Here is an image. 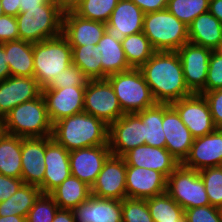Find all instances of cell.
<instances>
[{"mask_svg": "<svg viewBox=\"0 0 222 222\" xmlns=\"http://www.w3.org/2000/svg\"><path fill=\"white\" fill-rule=\"evenodd\" d=\"M176 222H186L185 214L180 219H178Z\"/></svg>", "mask_w": 222, "mask_h": 222, "instance_id": "680465c9", "label": "cell"}, {"mask_svg": "<svg viewBox=\"0 0 222 222\" xmlns=\"http://www.w3.org/2000/svg\"><path fill=\"white\" fill-rule=\"evenodd\" d=\"M52 222H75L74 213L72 210L59 208Z\"/></svg>", "mask_w": 222, "mask_h": 222, "instance_id": "f907efd6", "label": "cell"}, {"mask_svg": "<svg viewBox=\"0 0 222 222\" xmlns=\"http://www.w3.org/2000/svg\"><path fill=\"white\" fill-rule=\"evenodd\" d=\"M22 137L0 130V174L21 178Z\"/></svg>", "mask_w": 222, "mask_h": 222, "instance_id": "f1b7e54d", "label": "cell"}, {"mask_svg": "<svg viewBox=\"0 0 222 222\" xmlns=\"http://www.w3.org/2000/svg\"><path fill=\"white\" fill-rule=\"evenodd\" d=\"M218 89H222V55L213 50L209 59V70L205 87L200 92H209Z\"/></svg>", "mask_w": 222, "mask_h": 222, "instance_id": "b9f144b4", "label": "cell"}, {"mask_svg": "<svg viewBox=\"0 0 222 222\" xmlns=\"http://www.w3.org/2000/svg\"><path fill=\"white\" fill-rule=\"evenodd\" d=\"M119 0H81L74 13L81 18L107 23Z\"/></svg>", "mask_w": 222, "mask_h": 222, "instance_id": "8d00e7d4", "label": "cell"}, {"mask_svg": "<svg viewBox=\"0 0 222 222\" xmlns=\"http://www.w3.org/2000/svg\"><path fill=\"white\" fill-rule=\"evenodd\" d=\"M218 209V213H219V217H220V222H222V205L217 207Z\"/></svg>", "mask_w": 222, "mask_h": 222, "instance_id": "6f0895ef", "label": "cell"}, {"mask_svg": "<svg viewBox=\"0 0 222 222\" xmlns=\"http://www.w3.org/2000/svg\"><path fill=\"white\" fill-rule=\"evenodd\" d=\"M42 191L38 186L23 183L10 198L0 202V216L27 217Z\"/></svg>", "mask_w": 222, "mask_h": 222, "instance_id": "4dcf8cb0", "label": "cell"}, {"mask_svg": "<svg viewBox=\"0 0 222 222\" xmlns=\"http://www.w3.org/2000/svg\"><path fill=\"white\" fill-rule=\"evenodd\" d=\"M64 13L74 11L81 0H52Z\"/></svg>", "mask_w": 222, "mask_h": 222, "instance_id": "816d5d0a", "label": "cell"}, {"mask_svg": "<svg viewBox=\"0 0 222 222\" xmlns=\"http://www.w3.org/2000/svg\"><path fill=\"white\" fill-rule=\"evenodd\" d=\"M107 30L105 23L81 18L73 11L63 14L62 35L70 46L97 45Z\"/></svg>", "mask_w": 222, "mask_h": 222, "instance_id": "44dd1931", "label": "cell"}, {"mask_svg": "<svg viewBox=\"0 0 222 222\" xmlns=\"http://www.w3.org/2000/svg\"><path fill=\"white\" fill-rule=\"evenodd\" d=\"M42 94V87L34 76H10L0 81V121L14 107Z\"/></svg>", "mask_w": 222, "mask_h": 222, "instance_id": "e0dca14e", "label": "cell"}, {"mask_svg": "<svg viewBox=\"0 0 222 222\" xmlns=\"http://www.w3.org/2000/svg\"><path fill=\"white\" fill-rule=\"evenodd\" d=\"M189 42L215 50L222 42V23L209 11L188 26Z\"/></svg>", "mask_w": 222, "mask_h": 222, "instance_id": "4316f807", "label": "cell"}, {"mask_svg": "<svg viewBox=\"0 0 222 222\" xmlns=\"http://www.w3.org/2000/svg\"><path fill=\"white\" fill-rule=\"evenodd\" d=\"M101 53L102 79L108 76L132 69L125 57L121 38L106 31L97 44Z\"/></svg>", "mask_w": 222, "mask_h": 222, "instance_id": "484cf974", "label": "cell"}, {"mask_svg": "<svg viewBox=\"0 0 222 222\" xmlns=\"http://www.w3.org/2000/svg\"><path fill=\"white\" fill-rule=\"evenodd\" d=\"M126 166L152 169L168 177L180 162L166 149L140 145L126 152L123 156Z\"/></svg>", "mask_w": 222, "mask_h": 222, "instance_id": "7402d4cb", "label": "cell"}, {"mask_svg": "<svg viewBox=\"0 0 222 222\" xmlns=\"http://www.w3.org/2000/svg\"><path fill=\"white\" fill-rule=\"evenodd\" d=\"M122 222H154L147 206V199H123Z\"/></svg>", "mask_w": 222, "mask_h": 222, "instance_id": "ab89813d", "label": "cell"}, {"mask_svg": "<svg viewBox=\"0 0 222 222\" xmlns=\"http://www.w3.org/2000/svg\"><path fill=\"white\" fill-rule=\"evenodd\" d=\"M144 14L131 0H119L106 23L107 29L119 38L142 32Z\"/></svg>", "mask_w": 222, "mask_h": 222, "instance_id": "d4e9b609", "label": "cell"}, {"mask_svg": "<svg viewBox=\"0 0 222 222\" xmlns=\"http://www.w3.org/2000/svg\"><path fill=\"white\" fill-rule=\"evenodd\" d=\"M45 137H22L21 179L23 183L40 187L45 174Z\"/></svg>", "mask_w": 222, "mask_h": 222, "instance_id": "603a6c76", "label": "cell"}, {"mask_svg": "<svg viewBox=\"0 0 222 222\" xmlns=\"http://www.w3.org/2000/svg\"><path fill=\"white\" fill-rule=\"evenodd\" d=\"M121 44L129 66L134 69H140L155 52L143 31L122 37Z\"/></svg>", "mask_w": 222, "mask_h": 222, "instance_id": "d6a6232c", "label": "cell"}, {"mask_svg": "<svg viewBox=\"0 0 222 222\" xmlns=\"http://www.w3.org/2000/svg\"><path fill=\"white\" fill-rule=\"evenodd\" d=\"M63 14L52 0L21 8L16 16L19 39L34 44L62 35Z\"/></svg>", "mask_w": 222, "mask_h": 222, "instance_id": "277c9868", "label": "cell"}, {"mask_svg": "<svg viewBox=\"0 0 222 222\" xmlns=\"http://www.w3.org/2000/svg\"><path fill=\"white\" fill-rule=\"evenodd\" d=\"M194 138L213 132L214 125L208 102L203 95L193 93L170 104Z\"/></svg>", "mask_w": 222, "mask_h": 222, "instance_id": "30bf717a", "label": "cell"}, {"mask_svg": "<svg viewBox=\"0 0 222 222\" xmlns=\"http://www.w3.org/2000/svg\"><path fill=\"white\" fill-rule=\"evenodd\" d=\"M199 175L204 183L211 206L222 205V167L201 169Z\"/></svg>", "mask_w": 222, "mask_h": 222, "instance_id": "74e56055", "label": "cell"}, {"mask_svg": "<svg viewBox=\"0 0 222 222\" xmlns=\"http://www.w3.org/2000/svg\"><path fill=\"white\" fill-rule=\"evenodd\" d=\"M0 222H26V217L18 215L0 216Z\"/></svg>", "mask_w": 222, "mask_h": 222, "instance_id": "db71d44e", "label": "cell"}, {"mask_svg": "<svg viewBox=\"0 0 222 222\" xmlns=\"http://www.w3.org/2000/svg\"><path fill=\"white\" fill-rule=\"evenodd\" d=\"M72 64L76 65L89 79H102L101 53L97 45L71 46Z\"/></svg>", "mask_w": 222, "mask_h": 222, "instance_id": "836d02e7", "label": "cell"}, {"mask_svg": "<svg viewBox=\"0 0 222 222\" xmlns=\"http://www.w3.org/2000/svg\"><path fill=\"white\" fill-rule=\"evenodd\" d=\"M52 125L41 94L9 111L0 121V130L23 138L49 137Z\"/></svg>", "mask_w": 222, "mask_h": 222, "instance_id": "3957f363", "label": "cell"}, {"mask_svg": "<svg viewBox=\"0 0 222 222\" xmlns=\"http://www.w3.org/2000/svg\"><path fill=\"white\" fill-rule=\"evenodd\" d=\"M90 79L81 71L79 67L71 64L64 69L62 73L56 77L46 88L42 89H54L65 88L73 86L86 87Z\"/></svg>", "mask_w": 222, "mask_h": 222, "instance_id": "60d3db41", "label": "cell"}, {"mask_svg": "<svg viewBox=\"0 0 222 222\" xmlns=\"http://www.w3.org/2000/svg\"><path fill=\"white\" fill-rule=\"evenodd\" d=\"M109 126L86 112L64 117L52 125L51 137L66 150L109 145Z\"/></svg>", "mask_w": 222, "mask_h": 222, "instance_id": "7a4b0ae2", "label": "cell"}, {"mask_svg": "<svg viewBox=\"0 0 222 222\" xmlns=\"http://www.w3.org/2000/svg\"><path fill=\"white\" fill-rule=\"evenodd\" d=\"M75 222H122V201L91 195L73 210Z\"/></svg>", "mask_w": 222, "mask_h": 222, "instance_id": "cb8c5ba5", "label": "cell"}, {"mask_svg": "<svg viewBox=\"0 0 222 222\" xmlns=\"http://www.w3.org/2000/svg\"><path fill=\"white\" fill-rule=\"evenodd\" d=\"M209 12L222 23V0H210Z\"/></svg>", "mask_w": 222, "mask_h": 222, "instance_id": "f5cc1de1", "label": "cell"}, {"mask_svg": "<svg viewBox=\"0 0 222 222\" xmlns=\"http://www.w3.org/2000/svg\"><path fill=\"white\" fill-rule=\"evenodd\" d=\"M215 51L218 53V54H220V55H222V42L219 44V46L215 49Z\"/></svg>", "mask_w": 222, "mask_h": 222, "instance_id": "9f6ffc18", "label": "cell"}, {"mask_svg": "<svg viewBox=\"0 0 222 222\" xmlns=\"http://www.w3.org/2000/svg\"><path fill=\"white\" fill-rule=\"evenodd\" d=\"M84 112L97 117L108 126L124 115L107 79H90L85 87Z\"/></svg>", "mask_w": 222, "mask_h": 222, "instance_id": "9c48e42d", "label": "cell"}, {"mask_svg": "<svg viewBox=\"0 0 222 222\" xmlns=\"http://www.w3.org/2000/svg\"><path fill=\"white\" fill-rule=\"evenodd\" d=\"M33 54L34 78L42 88L72 64V48L63 35L34 43Z\"/></svg>", "mask_w": 222, "mask_h": 222, "instance_id": "5b68a950", "label": "cell"}, {"mask_svg": "<svg viewBox=\"0 0 222 222\" xmlns=\"http://www.w3.org/2000/svg\"><path fill=\"white\" fill-rule=\"evenodd\" d=\"M126 169L123 157L111 154L92 185L91 194L98 198L120 201L125 199L127 197Z\"/></svg>", "mask_w": 222, "mask_h": 222, "instance_id": "8fae6325", "label": "cell"}, {"mask_svg": "<svg viewBox=\"0 0 222 222\" xmlns=\"http://www.w3.org/2000/svg\"><path fill=\"white\" fill-rule=\"evenodd\" d=\"M143 122L145 144L165 148L166 138L163 131V104L156 105L136 113Z\"/></svg>", "mask_w": 222, "mask_h": 222, "instance_id": "1f68e13d", "label": "cell"}, {"mask_svg": "<svg viewBox=\"0 0 222 222\" xmlns=\"http://www.w3.org/2000/svg\"><path fill=\"white\" fill-rule=\"evenodd\" d=\"M41 3L50 2L51 0H39Z\"/></svg>", "mask_w": 222, "mask_h": 222, "instance_id": "94428289", "label": "cell"}, {"mask_svg": "<svg viewBox=\"0 0 222 222\" xmlns=\"http://www.w3.org/2000/svg\"><path fill=\"white\" fill-rule=\"evenodd\" d=\"M59 209L50 194H41L26 217V222H52Z\"/></svg>", "mask_w": 222, "mask_h": 222, "instance_id": "f35d334b", "label": "cell"}, {"mask_svg": "<svg viewBox=\"0 0 222 222\" xmlns=\"http://www.w3.org/2000/svg\"><path fill=\"white\" fill-rule=\"evenodd\" d=\"M3 15H4V11H3L1 0H0V17Z\"/></svg>", "mask_w": 222, "mask_h": 222, "instance_id": "91938a15", "label": "cell"}, {"mask_svg": "<svg viewBox=\"0 0 222 222\" xmlns=\"http://www.w3.org/2000/svg\"><path fill=\"white\" fill-rule=\"evenodd\" d=\"M50 195L59 208L73 210L92 194L91 187L87 183L70 175L63 183L56 187Z\"/></svg>", "mask_w": 222, "mask_h": 222, "instance_id": "f546056e", "label": "cell"}, {"mask_svg": "<svg viewBox=\"0 0 222 222\" xmlns=\"http://www.w3.org/2000/svg\"><path fill=\"white\" fill-rule=\"evenodd\" d=\"M208 102L210 113L216 129H222V89L199 92Z\"/></svg>", "mask_w": 222, "mask_h": 222, "instance_id": "ee69618b", "label": "cell"}, {"mask_svg": "<svg viewBox=\"0 0 222 222\" xmlns=\"http://www.w3.org/2000/svg\"><path fill=\"white\" fill-rule=\"evenodd\" d=\"M109 145L75 149L69 153L71 175L87 183H95L107 158L111 155Z\"/></svg>", "mask_w": 222, "mask_h": 222, "instance_id": "9a60e30c", "label": "cell"}, {"mask_svg": "<svg viewBox=\"0 0 222 222\" xmlns=\"http://www.w3.org/2000/svg\"><path fill=\"white\" fill-rule=\"evenodd\" d=\"M124 114L138 113L157 104L140 69H130L106 78Z\"/></svg>", "mask_w": 222, "mask_h": 222, "instance_id": "52a82bcc", "label": "cell"}, {"mask_svg": "<svg viewBox=\"0 0 222 222\" xmlns=\"http://www.w3.org/2000/svg\"><path fill=\"white\" fill-rule=\"evenodd\" d=\"M144 13L155 12L167 8L168 0H131Z\"/></svg>", "mask_w": 222, "mask_h": 222, "instance_id": "7dc6e473", "label": "cell"}, {"mask_svg": "<svg viewBox=\"0 0 222 222\" xmlns=\"http://www.w3.org/2000/svg\"><path fill=\"white\" fill-rule=\"evenodd\" d=\"M143 33L155 51H177L189 42L188 26L167 9L145 13Z\"/></svg>", "mask_w": 222, "mask_h": 222, "instance_id": "8992f818", "label": "cell"}, {"mask_svg": "<svg viewBox=\"0 0 222 222\" xmlns=\"http://www.w3.org/2000/svg\"><path fill=\"white\" fill-rule=\"evenodd\" d=\"M167 177L143 167L127 166L126 191L128 198L147 199L166 192Z\"/></svg>", "mask_w": 222, "mask_h": 222, "instance_id": "ffe728a7", "label": "cell"}, {"mask_svg": "<svg viewBox=\"0 0 222 222\" xmlns=\"http://www.w3.org/2000/svg\"><path fill=\"white\" fill-rule=\"evenodd\" d=\"M41 2L39 0H21L20 9L21 8H32L37 7Z\"/></svg>", "mask_w": 222, "mask_h": 222, "instance_id": "11a10c76", "label": "cell"}, {"mask_svg": "<svg viewBox=\"0 0 222 222\" xmlns=\"http://www.w3.org/2000/svg\"><path fill=\"white\" fill-rule=\"evenodd\" d=\"M19 40L18 24L15 16L0 17V43Z\"/></svg>", "mask_w": 222, "mask_h": 222, "instance_id": "f6af8a7d", "label": "cell"}, {"mask_svg": "<svg viewBox=\"0 0 222 222\" xmlns=\"http://www.w3.org/2000/svg\"><path fill=\"white\" fill-rule=\"evenodd\" d=\"M69 153L51 136L45 137V174L39 187L43 194H50L71 175Z\"/></svg>", "mask_w": 222, "mask_h": 222, "instance_id": "2e32d148", "label": "cell"}, {"mask_svg": "<svg viewBox=\"0 0 222 222\" xmlns=\"http://www.w3.org/2000/svg\"><path fill=\"white\" fill-rule=\"evenodd\" d=\"M23 184L21 178H13L0 174V202L10 198Z\"/></svg>", "mask_w": 222, "mask_h": 222, "instance_id": "bcb514c9", "label": "cell"}, {"mask_svg": "<svg viewBox=\"0 0 222 222\" xmlns=\"http://www.w3.org/2000/svg\"><path fill=\"white\" fill-rule=\"evenodd\" d=\"M10 69L7 64L6 53L3 47V43H0V81H3L10 77Z\"/></svg>", "mask_w": 222, "mask_h": 222, "instance_id": "681fc988", "label": "cell"}, {"mask_svg": "<svg viewBox=\"0 0 222 222\" xmlns=\"http://www.w3.org/2000/svg\"><path fill=\"white\" fill-rule=\"evenodd\" d=\"M166 192L184 209L210 205L199 172L180 164L168 177Z\"/></svg>", "mask_w": 222, "mask_h": 222, "instance_id": "ba28073f", "label": "cell"}, {"mask_svg": "<svg viewBox=\"0 0 222 222\" xmlns=\"http://www.w3.org/2000/svg\"><path fill=\"white\" fill-rule=\"evenodd\" d=\"M21 0H1L4 15L17 16L20 13Z\"/></svg>", "mask_w": 222, "mask_h": 222, "instance_id": "c3c4849f", "label": "cell"}, {"mask_svg": "<svg viewBox=\"0 0 222 222\" xmlns=\"http://www.w3.org/2000/svg\"><path fill=\"white\" fill-rule=\"evenodd\" d=\"M163 131L165 148L180 162L188 156L194 137L170 104H163Z\"/></svg>", "mask_w": 222, "mask_h": 222, "instance_id": "d6986e66", "label": "cell"}, {"mask_svg": "<svg viewBox=\"0 0 222 222\" xmlns=\"http://www.w3.org/2000/svg\"><path fill=\"white\" fill-rule=\"evenodd\" d=\"M147 206L154 222H176L184 209L167 193L147 198Z\"/></svg>", "mask_w": 222, "mask_h": 222, "instance_id": "e575fe53", "label": "cell"}, {"mask_svg": "<svg viewBox=\"0 0 222 222\" xmlns=\"http://www.w3.org/2000/svg\"><path fill=\"white\" fill-rule=\"evenodd\" d=\"M210 0H168L167 10L187 26L200 14L209 11Z\"/></svg>", "mask_w": 222, "mask_h": 222, "instance_id": "d590c367", "label": "cell"}, {"mask_svg": "<svg viewBox=\"0 0 222 222\" xmlns=\"http://www.w3.org/2000/svg\"><path fill=\"white\" fill-rule=\"evenodd\" d=\"M212 51V49L190 42L177 50L185 84L192 93H199L205 87Z\"/></svg>", "mask_w": 222, "mask_h": 222, "instance_id": "7c38bea8", "label": "cell"}, {"mask_svg": "<svg viewBox=\"0 0 222 222\" xmlns=\"http://www.w3.org/2000/svg\"><path fill=\"white\" fill-rule=\"evenodd\" d=\"M186 222H220L218 209L206 205L184 210Z\"/></svg>", "mask_w": 222, "mask_h": 222, "instance_id": "7bdbcfd3", "label": "cell"}, {"mask_svg": "<svg viewBox=\"0 0 222 222\" xmlns=\"http://www.w3.org/2000/svg\"><path fill=\"white\" fill-rule=\"evenodd\" d=\"M108 144L113 155L126 152L145 144L143 122L136 113L124 114L109 126Z\"/></svg>", "mask_w": 222, "mask_h": 222, "instance_id": "4fadbf2b", "label": "cell"}, {"mask_svg": "<svg viewBox=\"0 0 222 222\" xmlns=\"http://www.w3.org/2000/svg\"><path fill=\"white\" fill-rule=\"evenodd\" d=\"M85 87L42 89L48 117L51 123L84 112Z\"/></svg>", "mask_w": 222, "mask_h": 222, "instance_id": "5bb4252c", "label": "cell"}, {"mask_svg": "<svg viewBox=\"0 0 222 222\" xmlns=\"http://www.w3.org/2000/svg\"><path fill=\"white\" fill-rule=\"evenodd\" d=\"M140 70L157 103L171 104L193 94L185 84L177 51H155Z\"/></svg>", "mask_w": 222, "mask_h": 222, "instance_id": "6da1fadb", "label": "cell"}, {"mask_svg": "<svg viewBox=\"0 0 222 222\" xmlns=\"http://www.w3.org/2000/svg\"><path fill=\"white\" fill-rule=\"evenodd\" d=\"M184 167L200 171L222 165V129L194 138L190 152L181 163Z\"/></svg>", "mask_w": 222, "mask_h": 222, "instance_id": "ac0fdd59", "label": "cell"}, {"mask_svg": "<svg viewBox=\"0 0 222 222\" xmlns=\"http://www.w3.org/2000/svg\"><path fill=\"white\" fill-rule=\"evenodd\" d=\"M11 76H34L33 44L14 40L3 43Z\"/></svg>", "mask_w": 222, "mask_h": 222, "instance_id": "83f0119b", "label": "cell"}]
</instances>
